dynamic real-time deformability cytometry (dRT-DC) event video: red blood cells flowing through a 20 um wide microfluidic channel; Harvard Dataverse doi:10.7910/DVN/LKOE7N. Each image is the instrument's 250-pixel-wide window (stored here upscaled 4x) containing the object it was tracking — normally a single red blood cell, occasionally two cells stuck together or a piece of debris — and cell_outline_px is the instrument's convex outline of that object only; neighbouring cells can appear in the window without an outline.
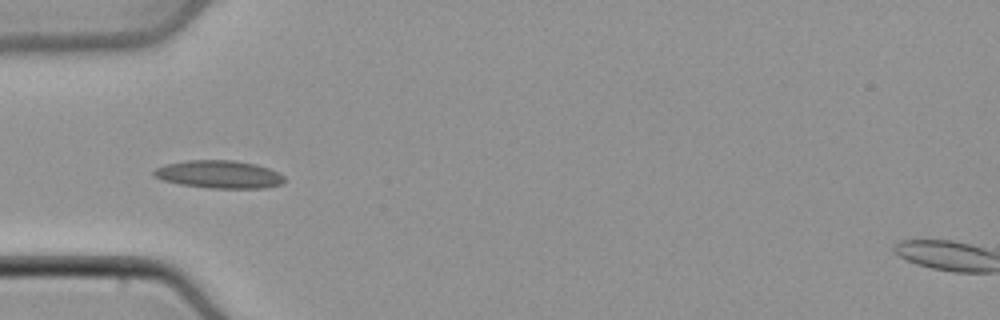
{"species": "common noctule bat (a hibernating species)", "species_latin": "Nyctalus noctula", "temperature_condition": "cold", "stored_images_in_passage": 34, "camera_frame_rate_fps": 3000, "um_per_image_px": 0.085, "animal": {"sex": "male", "body_mass_g": 21.5, "forearm_length_mm": 52.0}, "frame": {"image": 1, "passage_image": 1, "time_ms": 0.0, "image_size_px": [1000, 320], "cell_outline_px": [[284, 180], [280, 184], [264, 188], [208, 188], [180, 184], [160, 180], [152, 176], [152, 172], [156, 168], [164, 164], [188, 160], [232, 160], [256, 164], [268, 168], [284, 176]], "centroid_in_image_um": [18.55, 14.82], "position_along_channel_um": 66.4, "area_um2": 21.21}}
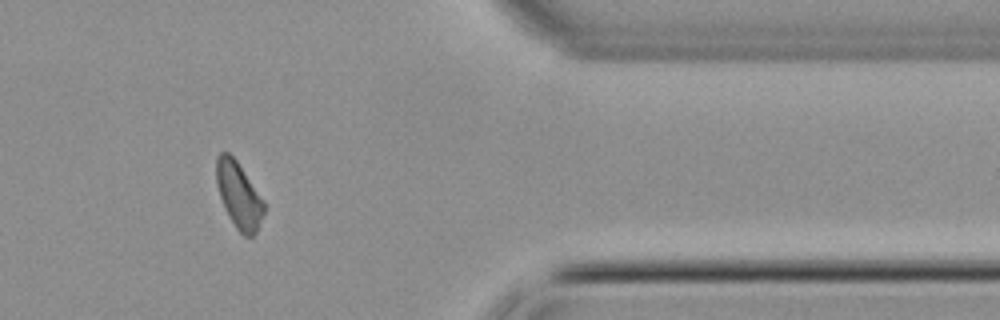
{"frame": {"image": 2, "passage_image": 26, "time_ms": 8.333, "image_size_px": [1000, 320], "cell_outline_px": [[264, 212], [256, 232], [252, 236], [244, 236], [236, 228], [228, 216], [224, 208], [216, 184], [216, 156], [220, 152], [228, 152], [236, 160], [264, 200]], "centroid_in_image_um": [20.28, 16.58], "position_along_channel_um": 391.1, "area_um2": 18.26}}
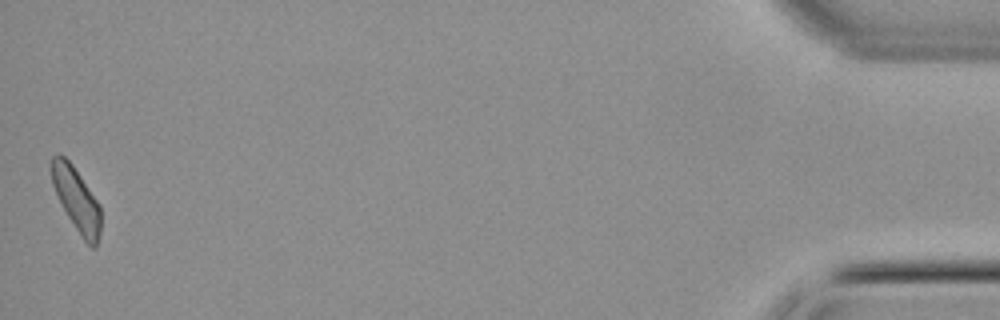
{"frame": {"image": 3, "passage_image": 34, "time_ms": 11.0, "image_size_px": [1000, 320], "cell_outline_px": [[100, 232], [96, 248], [92, 248], [84, 240], [68, 216], [52, 184], [48, 168], [52, 156], [56, 152], [60, 152], [72, 164], [100, 204]], "centroid_in_image_um": [6.47, 16.88], "position_along_channel_um": 428.7, "area_um2": 18.32}}